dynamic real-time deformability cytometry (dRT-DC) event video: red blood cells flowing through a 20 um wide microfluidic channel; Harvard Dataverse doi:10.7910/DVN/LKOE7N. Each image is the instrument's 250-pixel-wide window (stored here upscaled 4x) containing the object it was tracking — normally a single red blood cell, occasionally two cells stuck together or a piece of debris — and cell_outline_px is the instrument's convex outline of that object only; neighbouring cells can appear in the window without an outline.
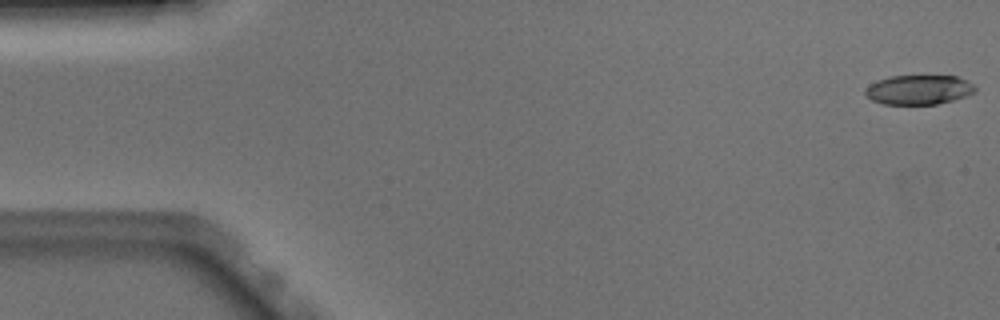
{"species": "Egyptian fruit bat (a non-hibernating species)", "species_latin": "Rousettus aegyptiacus", "temperature_condition": "warm", "stored_images_in_passage": 11, "camera_frame_rate_fps": 3000, "um_per_image_px": 0.085, "animal": {"sex": "male"}, "frame": {"image": 1, "passage_image": 1, "time_ms": 0.0, "image_size_px": [1000, 320], "cell_outline_px": [[976, 92], [952, 100], [936, 104], [884, 104], [872, 100], [864, 92], [864, 88], [880, 80], [892, 76], [956, 76], [972, 84], [976, 88]], "centroid_in_image_um": [78.09, 7.63], "position_along_channel_um": 6.9, "area_um2": 18.55}}